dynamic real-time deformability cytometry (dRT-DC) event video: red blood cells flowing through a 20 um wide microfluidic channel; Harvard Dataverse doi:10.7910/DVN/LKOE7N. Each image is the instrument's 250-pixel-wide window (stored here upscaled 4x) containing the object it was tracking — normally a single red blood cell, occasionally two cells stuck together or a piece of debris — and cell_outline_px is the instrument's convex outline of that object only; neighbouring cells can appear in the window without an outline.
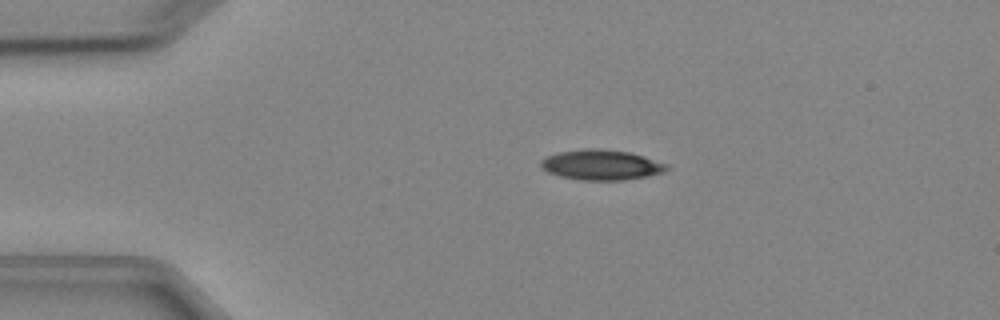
{"species": "Egyptian fruit bat (a non-hibernating species)", "species_latin": "Rousettus aegyptiacus", "temperature_condition": "cold", "stored_images_in_passage": 3, "camera_frame_rate_fps": 3000, "um_per_image_px": 0.085, "animal": {"sex": "female"}, "frame": {"image": 1, "passage_image": 2, "time_ms": 1.0, "image_size_px": [1000, 320], "cell_outline_px": [[668, 168], [664, 172], [648, 176], [624, 180], [580, 180], [560, 176], [548, 172], [540, 164], [540, 160], [548, 156], [560, 152], [588, 148], [600, 148], [628, 152], [668, 164]], "centroid_in_image_um": [51.12, 14.02], "position_along_channel_um": 33.9, "area_um2": 21.96}}